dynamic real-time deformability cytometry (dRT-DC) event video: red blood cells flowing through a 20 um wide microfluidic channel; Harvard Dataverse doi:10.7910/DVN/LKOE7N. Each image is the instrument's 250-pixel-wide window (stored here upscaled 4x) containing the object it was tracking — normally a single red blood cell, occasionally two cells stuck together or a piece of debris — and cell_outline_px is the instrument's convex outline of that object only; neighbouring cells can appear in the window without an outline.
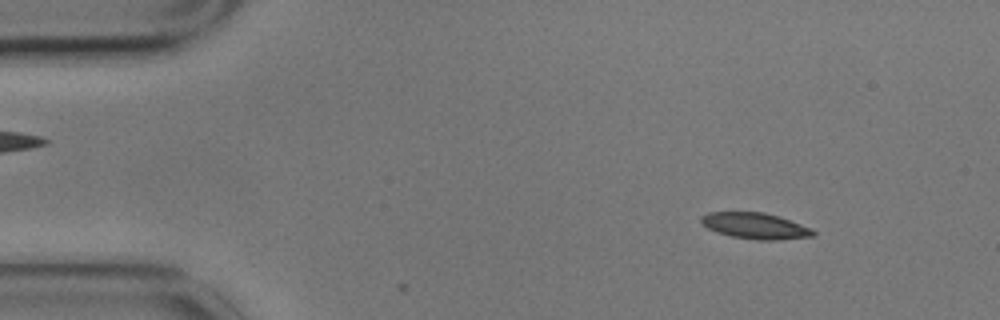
{"species": "common noctule bat (a hibernating species)", "species_latin": "Nyctalus noctula", "temperature_condition": "cold", "stored_images_in_passage": 9, "camera_frame_rate_fps": 3000, "um_per_image_px": 0.085, "animal": {"sex": "male", "body_mass_g": 17.9}, "frame": {"image": 1, "passage_image": 6, "time_ms": 1.667, "image_size_px": [1000, 320], "cell_outline_px": [[816, 236], [776, 240], [756, 240], [732, 236], [716, 232], [708, 228], [700, 220], [700, 216], [708, 212], [764, 212], [812, 228], [816, 232]], "centroid_in_image_um": [64.2, 19.2], "position_along_channel_um": 20.8, "area_um2": 16.94}}